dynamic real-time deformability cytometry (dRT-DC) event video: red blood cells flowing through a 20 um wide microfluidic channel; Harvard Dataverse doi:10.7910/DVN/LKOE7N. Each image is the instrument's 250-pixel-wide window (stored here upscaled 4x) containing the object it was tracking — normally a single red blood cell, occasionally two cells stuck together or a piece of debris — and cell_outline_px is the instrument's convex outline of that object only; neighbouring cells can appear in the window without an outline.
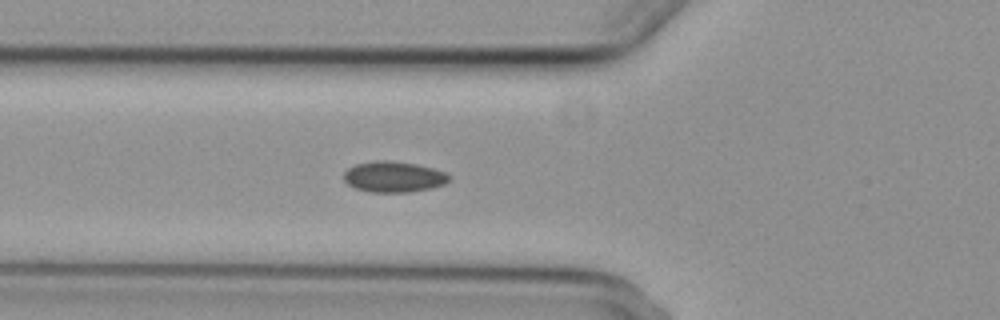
{"species": "common noctule bat (a hibernating species)", "species_latin": "Nyctalus noctula", "temperature_condition": "cold", "stored_images_in_passage": 2, "camera_frame_rate_fps": 3000, "um_per_image_px": 0.085, "animal": {"sex": "female", "body_mass_g": 29.2, "forearm_length_mm": 56.3}, "frame": {"image": 1, "passage_image": 2, "time_ms": 1.0, "image_size_px": [1000, 320], "cell_outline_px": [[448, 180], [444, 184], [432, 188], [408, 192], [368, 192], [356, 188], [348, 184], [344, 180], [344, 172], [348, 168], [356, 164], [376, 160], [388, 160], [416, 164], [432, 168], [444, 172], [448, 176]], "centroid_in_image_um": [33.42, 15.03], "position_along_channel_um": 92.4, "area_um2": 18.79}}